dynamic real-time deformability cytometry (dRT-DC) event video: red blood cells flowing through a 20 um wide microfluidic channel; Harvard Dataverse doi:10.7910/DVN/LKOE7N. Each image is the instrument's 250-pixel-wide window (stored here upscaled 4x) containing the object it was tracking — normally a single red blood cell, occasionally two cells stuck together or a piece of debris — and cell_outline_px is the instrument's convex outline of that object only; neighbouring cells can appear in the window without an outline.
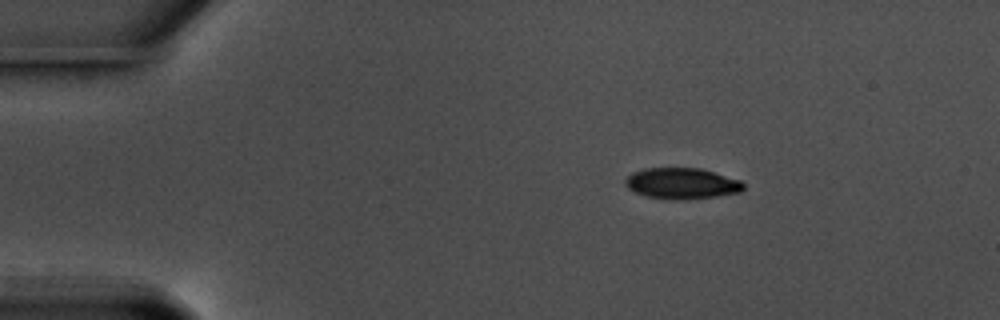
{"species": "common noctule bat (a hibernating species)", "species_latin": "Nyctalus noctula", "temperature_condition": "warm", "stored_images_in_passage": 49, "camera_frame_rate_fps": 3000, "um_per_image_px": 0.085, "animal": {"sex": "male", "body_mass_g": 17.5, "forearm_length_mm": 52.3}, "frame": {"image": 1, "passage_image": 1, "time_ms": 0.0, "image_size_px": [1000, 320], "cell_outline_px": [[744, 188], [740, 192], [716, 196], [688, 200], [668, 200], [648, 196], [636, 192], [628, 188], [624, 184], [624, 180], [632, 172], [648, 168], [700, 168], [740, 180], [744, 184]], "centroid_in_image_um": [57.94, 15.6], "position_along_channel_um": 27.1, "area_um2": 21.39}}
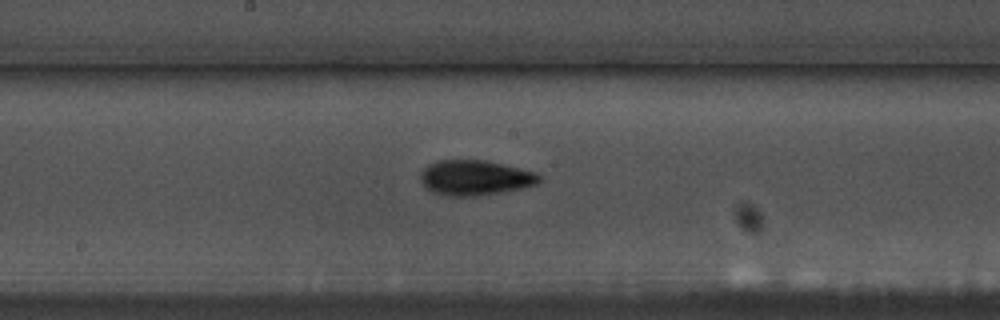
{"frame": {"image": 2, "passage_image": 22, "time_ms": 7.0, "image_size_px": [1000, 320], "cell_outline_px": [[540, 180], [536, 184], [520, 188], [496, 192], [464, 196], [452, 196], [432, 192], [420, 180], [420, 172], [428, 164], [436, 160], [484, 160], [536, 172], [540, 176]], "centroid_in_image_um": [40.33, 15.08], "position_along_channel_um": 207.9, "area_um2": 23.76}}
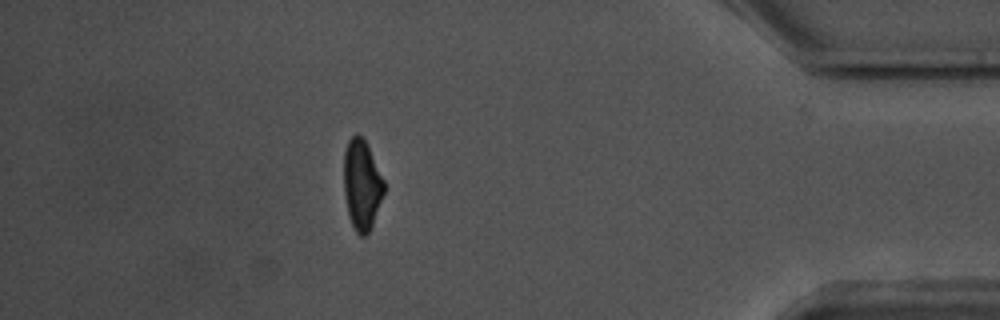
{"frame": {"image": 3, "passage_image": 42, "time_ms": 13.667, "image_size_px": [1000, 320], "cell_outline_px": [[384, 192], [372, 224], [368, 232], [364, 236], [360, 236], [356, 232], [348, 216], [344, 192], [344, 152], [348, 140], [356, 132], [368, 144], [384, 180]], "centroid_in_image_um": [30.74, 15.67], "position_along_channel_um": 404.5, "area_um2": 21.04}, "authors_computed_cell_mechanics": {"area_um2": 22.1374, "velocity_mm_per_s": 3.5909, "shape_relaxation_time_tau1_ms": 3.4269, "shape_relaxation_time_tau2_ms": 3.3858, "deformation_change_tau1": 0.1518, "deformation_change_tau2": 0.096}}